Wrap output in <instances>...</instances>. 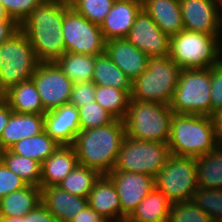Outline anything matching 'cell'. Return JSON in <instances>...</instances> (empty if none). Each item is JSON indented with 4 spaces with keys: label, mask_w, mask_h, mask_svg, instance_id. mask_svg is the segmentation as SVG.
Returning <instances> with one entry per match:
<instances>
[{
    "label": "cell",
    "mask_w": 222,
    "mask_h": 222,
    "mask_svg": "<svg viewBox=\"0 0 222 222\" xmlns=\"http://www.w3.org/2000/svg\"><path fill=\"white\" fill-rule=\"evenodd\" d=\"M131 91L96 85L95 101L116 119L124 120L130 102Z\"/></svg>",
    "instance_id": "cell-32"
},
{
    "label": "cell",
    "mask_w": 222,
    "mask_h": 222,
    "mask_svg": "<svg viewBox=\"0 0 222 222\" xmlns=\"http://www.w3.org/2000/svg\"><path fill=\"white\" fill-rule=\"evenodd\" d=\"M167 144L177 156L197 158L214 151L218 144L211 117L174 113Z\"/></svg>",
    "instance_id": "cell-3"
},
{
    "label": "cell",
    "mask_w": 222,
    "mask_h": 222,
    "mask_svg": "<svg viewBox=\"0 0 222 222\" xmlns=\"http://www.w3.org/2000/svg\"><path fill=\"white\" fill-rule=\"evenodd\" d=\"M126 136L124 121L116 119L106 126L80 130L73 147L78 164L108 175L114 170L122 141Z\"/></svg>",
    "instance_id": "cell-2"
},
{
    "label": "cell",
    "mask_w": 222,
    "mask_h": 222,
    "mask_svg": "<svg viewBox=\"0 0 222 222\" xmlns=\"http://www.w3.org/2000/svg\"><path fill=\"white\" fill-rule=\"evenodd\" d=\"M198 187L222 189V147L195 158Z\"/></svg>",
    "instance_id": "cell-28"
},
{
    "label": "cell",
    "mask_w": 222,
    "mask_h": 222,
    "mask_svg": "<svg viewBox=\"0 0 222 222\" xmlns=\"http://www.w3.org/2000/svg\"><path fill=\"white\" fill-rule=\"evenodd\" d=\"M4 99V93L0 90V101Z\"/></svg>",
    "instance_id": "cell-51"
},
{
    "label": "cell",
    "mask_w": 222,
    "mask_h": 222,
    "mask_svg": "<svg viewBox=\"0 0 222 222\" xmlns=\"http://www.w3.org/2000/svg\"><path fill=\"white\" fill-rule=\"evenodd\" d=\"M27 183L9 170L0 160V199L8 194L23 189Z\"/></svg>",
    "instance_id": "cell-40"
},
{
    "label": "cell",
    "mask_w": 222,
    "mask_h": 222,
    "mask_svg": "<svg viewBox=\"0 0 222 222\" xmlns=\"http://www.w3.org/2000/svg\"><path fill=\"white\" fill-rule=\"evenodd\" d=\"M38 64L29 39L19 29L0 44V90L5 93L15 85L31 80Z\"/></svg>",
    "instance_id": "cell-7"
},
{
    "label": "cell",
    "mask_w": 222,
    "mask_h": 222,
    "mask_svg": "<svg viewBox=\"0 0 222 222\" xmlns=\"http://www.w3.org/2000/svg\"><path fill=\"white\" fill-rule=\"evenodd\" d=\"M183 27L186 30L210 35H220L222 15L217 0H179Z\"/></svg>",
    "instance_id": "cell-15"
},
{
    "label": "cell",
    "mask_w": 222,
    "mask_h": 222,
    "mask_svg": "<svg viewBox=\"0 0 222 222\" xmlns=\"http://www.w3.org/2000/svg\"><path fill=\"white\" fill-rule=\"evenodd\" d=\"M4 99L15 113L45 114L37 87L33 80L21 82L4 93Z\"/></svg>",
    "instance_id": "cell-24"
},
{
    "label": "cell",
    "mask_w": 222,
    "mask_h": 222,
    "mask_svg": "<svg viewBox=\"0 0 222 222\" xmlns=\"http://www.w3.org/2000/svg\"><path fill=\"white\" fill-rule=\"evenodd\" d=\"M55 63L74 84L92 81L95 56L65 52Z\"/></svg>",
    "instance_id": "cell-30"
},
{
    "label": "cell",
    "mask_w": 222,
    "mask_h": 222,
    "mask_svg": "<svg viewBox=\"0 0 222 222\" xmlns=\"http://www.w3.org/2000/svg\"><path fill=\"white\" fill-rule=\"evenodd\" d=\"M0 19H12L7 15L5 9L2 7L1 4H0Z\"/></svg>",
    "instance_id": "cell-49"
},
{
    "label": "cell",
    "mask_w": 222,
    "mask_h": 222,
    "mask_svg": "<svg viewBox=\"0 0 222 222\" xmlns=\"http://www.w3.org/2000/svg\"><path fill=\"white\" fill-rule=\"evenodd\" d=\"M41 202L58 222H70L73 216L88 206L87 198L70 194L59 186L41 188Z\"/></svg>",
    "instance_id": "cell-20"
},
{
    "label": "cell",
    "mask_w": 222,
    "mask_h": 222,
    "mask_svg": "<svg viewBox=\"0 0 222 222\" xmlns=\"http://www.w3.org/2000/svg\"><path fill=\"white\" fill-rule=\"evenodd\" d=\"M99 177L96 170L77 164L57 186L70 194L87 198Z\"/></svg>",
    "instance_id": "cell-33"
},
{
    "label": "cell",
    "mask_w": 222,
    "mask_h": 222,
    "mask_svg": "<svg viewBox=\"0 0 222 222\" xmlns=\"http://www.w3.org/2000/svg\"><path fill=\"white\" fill-rule=\"evenodd\" d=\"M105 53L131 81L147 69L149 56L137 49L126 38L106 41Z\"/></svg>",
    "instance_id": "cell-18"
},
{
    "label": "cell",
    "mask_w": 222,
    "mask_h": 222,
    "mask_svg": "<svg viewBox=\"0 0 222 222\" xmlns=\"http://www.w3.org/2000/svg\"><path fill=\"white\" fill-rule=\"evenodd\" d=\"M20 29V25L13 19H0V44L8 40Z\"/></svg>",
    "instance_id": "cell-43"
},
{
    "label": "cell",
    "mask_w": 222,
    "mask_h": 222,
    "mask_svg": "<svg viewBox=\"0 0 222 222\" xmlns=\"http://www.w3.org/2000/svg\"><path fill=\"white\" fill-rule=\"evenodd\" d=\"M44 131L59 145H73L80 131L78 108L66 103L44 114Z\"/></svg>",
    "instance_id": "cell-16"
},
{
    "label": "cell",
    "mask_w": 222,
    "mask_h": 222,
    "mask_svg": "<svg viewBox=\"0 0 222 222\" xmlns=\"http://www.w3.org/2000/svg\"><path fill=\"white\" fill-rule=\"evenodd\" d=\"M88 205L104 219L121 220V203L114 182L108 175H100L87 197Z\"/></svg>",
    "instance_id": "cell-19"
},
{
    "label": "cell",
    "mask_w": 222,
    "mask_h": 222,
    "mask_svg": "<svg viewBox=\"0 0 222 222\" xmlns=\"http://www.w3.org/2000/svg\"><path fill=\"white\" fill-rule=\"evenodd\" d=\"M108 176L114 182L120 198L121 220L129 217L155 188V178L145 174L112 170Z\"/></svg>",
    "instance_id": "cell-13"
},
{
    "label": "cell",
    "mask_w": 222,
    "mask_h": 222,
    "mask_svg": "<svg viewBox=\"0 0 222 222\" xmlns=\"http://www.w3.org/2000/svg\"><path fill=\"white\" fill-rule=\"evenodd\" d=\"M12 110L8 102L3 99L0 101V136L2 135L3 130L7 126V123L12 115Z\"/></svg>",
    "instance_id": "cell-46"
},
{
    "label": "cell",
    "mask_w": 222,
    "mask_h": 222,
    "mask_svg": "<svg viewBox=\"0 0 222 222\" xmlns=\"http://www.w3.org/2000/svg\"><path fill=\"white\" fill-rule=\"evenodd\" d=\"M142 9L169 37L184 29L179 0H142Z\"/></svg>",
    "instance_id": "cell-22"
},
{
    "label": "cell",
    "mask_w": 222,
    "mask_h": 222,
    "mask_svg": "<svg viewBox=\"0 0 222 222\" xmlns=\"http://www.w3.org/2000/svg\"><path fill=\"white\" fill-rule=\"evenodd\" d=\"M41 203V188L27 185L0 199V216L20 217Z\"/></svg>",
    "instance_id": "cell-25"
},
{
    "label": "cell",
    "mask_w": 222,
    "mask_h": 222,
    "mask_svg": "<svg viewBox=\"0 0 222 222\" xmlns=\"http://www.w3.org/2000/svg\"><path fill=\"white\" fill-rule=\"evenodd\" d=\"M217 36L183 29L170 37L169 57L182 70L210 68L222 60Z\"/></svg>",
    "instance_id": "cell-6"
},
{
    "label": "cell",
    "mask_w": 222,
    "mask_h": 222,
    "mask_svg": "<svg viewBox=\"0 0 222 222\" xmlns=\"http://www.w3.org/2000/svg\"><path fill=\"white\" fill-rule=\"evenodd\" d=\"M112 221H114V219H105V220H103V222H112Z\"/></svg>",
    "instance_id": "cell-53"
},
{
    "label": "cell",
    "mask_w": 222,
    "mask_h": 222,
    "mask_svg": "<svg viewBox=\"0 0 222 222\" xmlns=\"http://www.w3.org/2000/svg\"><path fill=\"white\" fill-rule=\"evenodd\" d=\"M66 7H73L80 0H59Z\"/></svg>",
    "instance_id": "cell-48"
},
{
    "label": "cell",
    "mask_w": 222,
    "mask_h": 222,
    "mask_svg": "<svg viewBox=\"0 0 222 222\" xmlns=\"http://www.w3.org/2000/svg\"><path fill=\"white\" fill-rule=\"evenodd\" d=\"M44 0H0L7 15L19 25L30 15L33 9Z\"/></svg>",
    "instance_id": "cell-38"
},
{
    "label": "cell",
    "mask_w": 222,
    "mask_h": 222,
    "mask_svg": "<svg viewBox=\"0 0 222 222\" xmlns=\"http://www.w3.org/2000/svg\"><path fill=\"white\" fill-rule=\"evenodd\" d=\"M168 222H214L192 201L172 203Z\"/></svg>",
    "instance_id": "cell-36"
},
{
    "label": "cell",
    "mask_w": 222,
    "mask_h": 222,
    "mask_svg": "<svg viewBox=\"0 0 222 222\" xmlns=\"http://www.w3.org/2000/svg\"><path fill=\"white\" fill-rule=\"evenodd\" d=\"M123 222H136V221H133V220H130L128 217H126Z\"/></svg>",
    "instance_id": "cell-50"
},
{
    "label": "cell",
    "mask_w": 222,
    "mask_h": 222,
    "mask_svg": "<svg viewBox=\"0 0 222 222\" xmlns=\"http://www.w3.org/2000/svg\"><path fill=\"white\" fill-rule=\"evenodd\" d=\"M191 201L214 222H222V189H206L197 187Z\"/></svg>",
    "instance_id": "cell-34"
},
{
    "label": "cell",
    "mask_w": 222,
    "mask_h": 222,
    "mask_svg": "<svg viewBox=\"0 0 222 222\" xmlns=\"http://www.w3.org/2000/svg\"><path fill=\"white\" fill-rule=\"evenodd\" d=\"M142 10V0H114L100 28L105 41L125 38Z\"/></svg>",
    "instance_id": "cell-17"
},
{
    "label": "cell",
    "mask_w": 222,
    "mask_h": 222,
    "mask_svg": "<svg viewBox=\"0 0 222 222\" xmlns=\"http://www.w3.org/2000/svg\"><path fill=\"white\" fill-rule=\"evenodd\" d=\"M0 222H25V215L20 217L0 216Z\"/></svg>",
    "instance_id": "cell-47"
},
{
    "label": "cell",
    "mask_w": 222,
    "mask_h": 222,
    "mask_svg": "<svg viewBox=\"0 0 222 222\" xmlns=\"http://www.w3.org/2000/svg\"><path fill=\"white\" fill-rule=\"evenodd\" d=\"M169 156L167 143L143 141L125 136L114 170L140 173L155 178Z\"/></svg>",
    "instance_id": "cell-9"
},
{
    "label": "cell",
    "mask_w": 222,
    "mask_h": 222,
    "mask_svg": "<svg viewBox=\"0 0 222 222\" xmlns=\"http://www.w3.org/2000/svg\"><path fill=\"white\" fill-rule=\"evenodd\" d=\"M92 81L96 85L131 91L130 78L104 52L95 56V67Z\"/></svg>",
    "instance_id": "cell-27"
},
{
    "label": "cell",
    "mask_w": 222,
    "mask_h": 222,
    "mask_svg": "<svg viewBox=\"0 0 222 222\" xmlns=\"http://www.w3.org/2000/svg\"><path fill=\"white\" fill-rule=\"evenodd\" d=\"M67 8L59 0H44L20 24L39 62H55L66 52L62 27Z\"/></svg>",
    "instance_id": "cell-1"
},
{
    "label": "cell",
    "mask_w": 222,
    "mask_h": 222,
    "mask_svg": "<svg viewBox=\"0 0 222 222\" xmlns=\"http://www.w3.org/2000/svg\"><path fill=\"white\" fill-rule=\"evenodd\" d=\"M62 34L66 52L96 56L105 52L101 28L73 7L64 12Z\"/></svg>",
    "instance_id": "cell-11"
},
{
    "label": "cell",
    "mask_w": 222,
    "mask_h": 222,
    "mask_svg": "<svg viewBox=\"0 0 222 222\" xmlns=\"http://www.w3.org/2000/svg\"><path fill=\"white\" fill-rule=\"evenodd\" d=\"M80 130H89L106 126L114 122L116 118L102 108L96 101L78 108Z\"/></svg>",
    "instance_id": "cell-35"
},
{
    "label": "cell",
    "mask_w": 222,
    "mask_h": 222,
    "mask_svg": "<svg viewBox=\"0 0 222 222\" xmlns=\"http://www.w3.org/2000/svg\"><path fill=\"white\" fill-rule=\"evenodd\" d=\"M181 68L169 57H149L147 69L132 81L131 99L170 105Z\"/></svg>",
    "instance_id": "cell-5"
},
{
    "label": "cell",
    "mask_w": 222,
    "mask_h": 222,
    "mask_svg": "<svg viewBox=\"0 0 222 222\" xmlns=\"http://www.w3.org/2000/svg\"><path fill=\"white\" fill-rule=\"evenodd\" d=\"M25 222H58V220L41 202L37 207L25 214Z\"/></svg>",
    "instance_id": "cell-42"
},
{
    "label": "cell",
    "mask_w": 222,
    "mask_h": 222,
    "mask_svg": "<svg viewBox=\"0 0 222 222\" xmlns=\"http://www.w3.org/2000/svg\"><path fill=\"white\" fill-rule=\"evenodd\" d=\"M197 187V166L193 157L170 154L155 177V188L171 203L191 201Z\"/></svg>",
    "instance_id": "cell-10"
},
{
    "label": "cell",
    "mask_w": 222,
    "mask_h": 222,
    "mask_svg": "<svg viewBox=\"0 0 222 222\" xmlns=\"http://www.w3.org/2000/svg\"><path fill=\"white\" fill-rule=\"evenodd\" d=\"M114 0H80L73 8L90 22L101 26Z\"/></svg>",
    "instance_id": "cell-37"
},
{
    "label": "cell",
    "mask_w": 222,
    "mask_h": 222,
    "mask_svg": "<svg viewBox=\"0 0 222 222\" xmlns=\"http://www.w3.org/2000/svg\"><path fill=\"white\" fill-rule=\"evenodd\" d=\"M59 146L54 139L43 131L38 135L19 140L9 150L17 155L28 157L42 164Z\"/></svg>",
    "instance_id": "cell-29"
},
{
    "label": "cell",
    "mask_w": 222,
    "mask_h": 222,
    "mask_svg": "<svg viewBox=\"0 0 222 222\" xmlns=\"http://www.w3.org/2000/svg\"><path fill=\"white\" fill-rule=\"evenodd\" d=\"M96 84L93 81L78 82L73 85L70 104L77 108L95 101Z\"/></svg>",
    "instance_id": "cell-39"
},
{
    "label": "cell",
    "mask_w": 222,
    "mask_h": 222,
    "mask_svg": "<svg viewBox=\"0 0 222 222\" xmlns=\"http://www.w3.org/2000/svg\"><path fill=\"white\" fill-rule=\"evenodd\" d=\"M172 203L154 188L128 217L136 222H168Z\"/></svg>",
    "instance_id": "cell-26"
},
{
    "label": "cell",
    "mask_w": 222,
    "mask_h": 222,
    "mask_svg": "<svg viewBox=\"0 0 222 222\" xmlns=\"http://www.w3.org/2000/svg\"><path fill=\"white\" fill-rule=\"evenodd\" d=\"M215 139L218 147H222V109L211 114Z\"/></svg>",
    "instance_id": "cell-45"
},
{
    "label": "cell",
    "mask_w": 222,
    "mask_h": 222,
    "mask_svg": "<svg viewBox=\"0 0 222 222\" xmlns=\"http://www.w3.org/2000/svg\"><path fill=\"white\" fill-rule=\"evenodd\" d=\"M0 160L27 185L40 187L41 164L28 157L17 155L9 149L0 151Z\"/></svg>",
    "instance_id": "cell-31"
},
{
    "label": "cell",
    "mask_w": 222,
    "mask_h": 222,
    "mask_svg": "<svg viewBox=\"0 0 222 222\" xmlns=\"http://www.w3.org/2000/svg\"><path fill=\"white\" fill-rule=\"evenodd\" d=\"M105 220L98 213H96L89 205L72 217L70 222H103Z\"/></svg>",
    "instance_id": "cell-44"
},
{
    "label": "cell",
    "mask_w": 222,
    "mask_h": 222,
    "mask_svg": "<svg viewBox=\"0 0 222 222\" xmlns=\"http://www.w3.org/2000/svg\"><path fill=\"white\" fill-rule=\"evenodd\" d=\"M125 38L149 57L169 56L170 37L162 32L143 9Z\"/></svg>",
    "instance_id": "cell-14"
},
{
    "label": "cell",
    "mask_w": 222,
    "mask_h": 222,
    "mask_svg": "<svg viewBox=\"0 0 222 222\" xmlns=\"http://www.w3.org/2000/svg\"><path fill=\"white\" fill-rule=\"evenodd\" d=\"M211 114L222 109V60L211 67Z\"/></svg>",
    "instance_id": "cell-41"
},
{
    "label": "cell",
    "mask_w": 222,
    "mask_h": 222,
    "mask_svg": "<svg viewBox=\"0 0 222 222\" xmlns=\"http://www.w3.org/2000/svg\"><path fill=\"white\" fill-rule=\"evenodd\" d=\"M173 114L170 105L130 98L123 120L126 136L131 139L167 143Z\"/></svg>",
    "instance_id": "cell-4"
},
{
    "label": "cell",
    "mask_w": 222,
    "mask_h": 222,
    "mask_svg": "<svg viewBox=\"0 0 222 222\" xmlns=\"http://www.w3.org/2000/svg\"><path fill=\"white\" fill-rule=\"evenodd\" d=\"M44 131V114L12 112L7 126L0 136V151L9 149L23 138L35 136Z\"/></svg>",
    "instance_id": "cell-23"
},
{
    "label": "cell",
    "mask_w": 222,
    "mask_h": 222,
    "mask_svg": "<svg viewBox=\"0 0 222 222\" xmlns=\"http://www.w3.org/2000/svg\"><path fill=\"white\" fill-rule=\"evenodd\" d=\"M78 164L72 145H60L55 152L41 164L40 188L57 186Z\"/></svg>",
    "instance_id": "cell-21"
},
{
    "label": "cell",
    "mask_w": 222,
    "mask_h": 222,
    "mask_svg": "<svg viewBox=\"0 0 222 222\" xmlns=\"http://www.w3.org/2000/svg\"><path fill=\"white\" fill-rule=\"evenodd\" d=\"M211 67L181 70L170 108L175 114L211 116Z\"/></svg>",
    "instance_id": "cell-8"
},
{
    "label": "cell",
    "mask_w": 222,
    "mask_h": 222,
    "mask_svg": "<svg viewBox=\"0 0 222 222\" xmlns=\"http://www.w3.org/2000/svg\"><path fill=\"white\" fill-rule=\"evenodd\" d=\"M32 80L46 112L69 103L74 83L55 62H39Z\"/></svg>",
    "instance_id": "cell-12"
},
{
    "label": "cell",
    "mask_w": 222,
    "mask_h": 222,
    "mask_svg": "<svg viewBox=\"0 0 222 222\" xmlns=\"http://www.w3.org/2000/svg\"><path fill=\"white\" fill-rule=\"evenodd\" d=\"M217 1H220V2H217V3H220V4L217 5V7L218 8L220 7L222 9V0H217Z\"/></svg>",
    "instance_id": "cell-52"
}]
</instances>
